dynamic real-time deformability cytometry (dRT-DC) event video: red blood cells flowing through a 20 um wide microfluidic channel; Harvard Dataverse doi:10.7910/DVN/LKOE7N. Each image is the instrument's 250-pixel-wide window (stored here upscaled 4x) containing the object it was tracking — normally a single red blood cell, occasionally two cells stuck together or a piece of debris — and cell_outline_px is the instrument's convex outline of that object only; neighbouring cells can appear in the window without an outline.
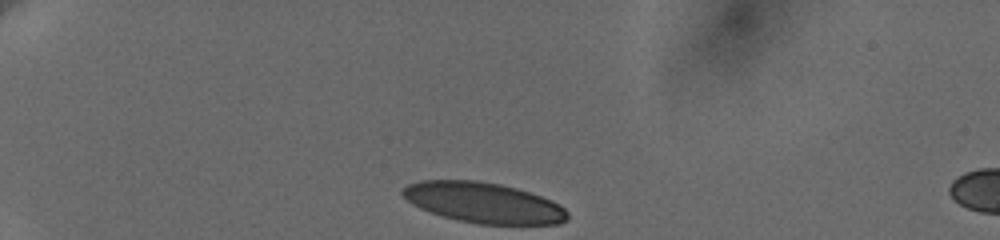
{"species": "human", "species_latin": "Homo sapiens", "temperature_condition": "cold", "stored_images_in_passage": 36, "camera_frame_rate_fps": 3000, "um_per_image_px": 0.085, "donor": {"sex": "female"}, "frame": {"image": 1, "passage_image": 1, "time_ms": 0.0, "image_size_px": [1000, 240], "cell_outline_px": [[568, 220], [560, 224], [480, 224], [460, 220], [444, 216], [420, 208], [412, 204], [400, 192], [408, 184], [420, 180], [476, 180], [500, 184], [516, 188], [552, 200], [560, 204], [568, 212]], "centroid_in_image_um": [41.13, 17.22], "position_along_channel_um": 43.9, "area_um2": 38.73}}
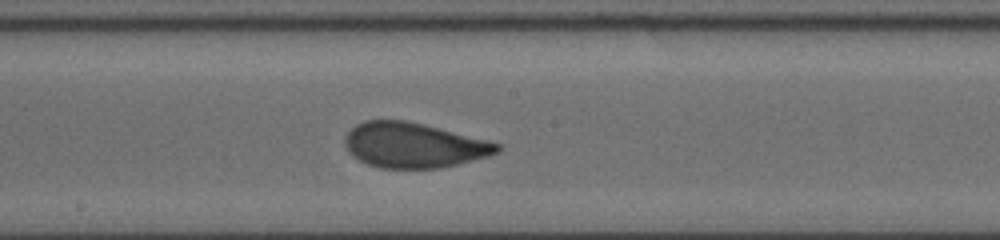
{"frame": {"image": 2, "passage_image": 20, "time_ms": 6.333, "image_size_px": [1000, 240], "cell_outline_px": [[500, 152], [488, 156], [440, 168], [380, 168], [368, 164], [352, 156], [348, 152], [344, 144], [344, 136], [356, 124], [364, 120], [404, 120], [424, 124], [488, 140], [500, 144]], "centroid_in_image_um": [35.14, 12.34], "position_along_channel_um": 213.1, "area_um2": 40.0}}
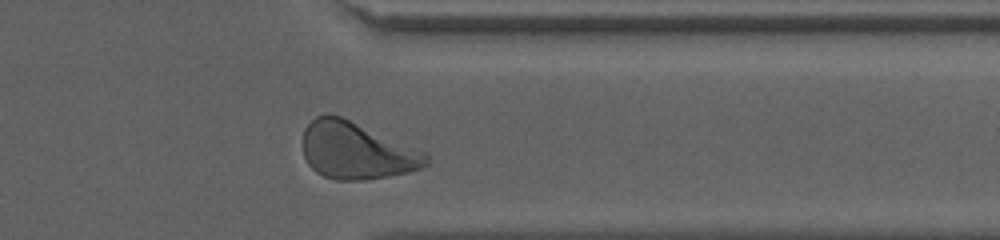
{"frame": {"image": 3, "passage_image": 34, "time_ms": 11.0, "image_size_px": [1000, 240], "cell_outline_px": [[428, 164], [424, 168], [388, 176], [364, 180], [336, 180], [324, 176], [316, 172], [308, 164], [304, 156], [304, 128], [316, 116], [328, 112], [340, 116], [428, 152]], "centroid_in_image_um": [30.32, 12.8], "position_along_channel_um": 381.1, "area_um2": 41.1}, "authors_computed_cell_mechanics": {"area_um2": 40.0265, "velocity_mm_per_s": 3.6179, "shape_relaxation_time_tau1_ms": 3.3767, "shape_relaxation_time_tau2_ms": null, "deformation_change_tau1": 0.1369, "deformation_change_tau2": null}}